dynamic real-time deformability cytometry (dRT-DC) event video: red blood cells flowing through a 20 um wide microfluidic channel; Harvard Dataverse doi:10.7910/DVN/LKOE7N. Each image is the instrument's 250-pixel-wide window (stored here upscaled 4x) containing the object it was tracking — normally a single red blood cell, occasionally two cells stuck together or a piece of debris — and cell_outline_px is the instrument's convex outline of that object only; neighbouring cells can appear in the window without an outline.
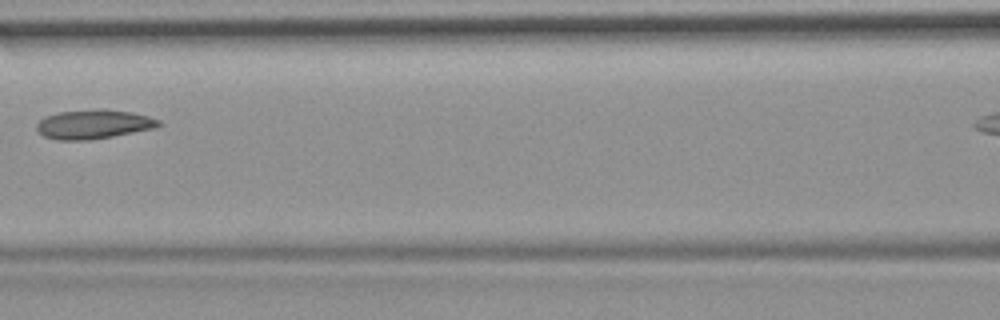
{"species": "common noctule bat (a hibernating species)", "species_latin": "Nyctalus noctula", "temperature_condition": "room temperature", "stored_images_in_passage": 7, "camera_frame_rate_fps": 3000, "um_per_image_px": 0.085, "animal": {"sex": "female", "body_mass_g": 19.9}, "frame": {"image": 1, "passage_image": 6, "time_ms": 1.667, "image_size_px": [1000, 320], "cell_outline_px": [[164, 124], [156, 128], [112, 136], [88, 140], [56, 140], [44, 136], [36, 128], [36, 124], [44, 116], [60, 112], [100, 108], [104, 108], [132, 112], [148, 116], [160, 120]], "centroid_in_image_um": [7.98, 10.55], "position_along_channel_um": 158.6, "area_um2": 20.92}}